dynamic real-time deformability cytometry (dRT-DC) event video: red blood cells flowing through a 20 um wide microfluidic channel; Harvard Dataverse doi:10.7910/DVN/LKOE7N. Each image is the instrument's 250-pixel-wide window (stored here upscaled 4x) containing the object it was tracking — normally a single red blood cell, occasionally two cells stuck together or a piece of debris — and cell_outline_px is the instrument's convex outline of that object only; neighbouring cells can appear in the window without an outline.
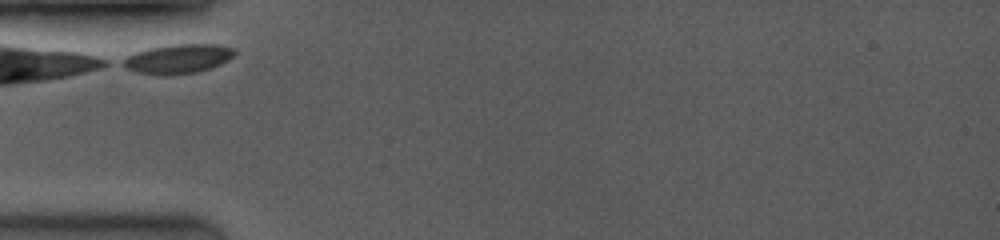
{"species": "common noctule bat (a hibernating species)", "species_latin": "Nyctalus noctula", "temperature_condition": "room temperature", "stored_images_in_passage": 7, "camera_frame_rate_fps": 3500, "um_per_image_px": 0.085, "animal": {"sex": "female", "body_mass_g": 19.0, "forearm_length_mm": 53.3}, "frame": {"image": 1, "passage_image": 1, "time_ms": 0.0, "image_size_px": [1000, 240], "cell_outline_px": [[236, 52], [228, 60], [212, 68], [200, 72], [172, 76], [164, 76], [136, 72], [124, 68], [116, 64], [120, 60], [136, 52], [148, 48], [172, 44], [216, 44], [232, 48]], "centroid_in_image_um": [15.05, 5.02], "position_along_channel_um": 69.9, "area_um2": 19.59}}